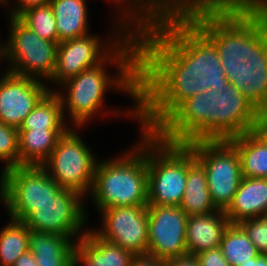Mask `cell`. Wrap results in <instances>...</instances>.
Here are the masks:
<instances>
[{"label":"cell","mask_w":267,"mask_h":266,"mask_svg":"<svg viewBox=\"0 0 267 266\" xmlns=\"http://www.w3.org/2000/svg\"><path fill=\"white\" fill-rule=\"evenodd\" d=\"M137 33L139 123L153 132L183 101L219 92L256 55L247 19L167 18Z\"/></svg>","instance_id":"cell-1"},{"label":"cell","mask_w":267,"mask_h":266,"mask_svg":"<svg viewBox=\"0 0 267 266\" xmlns=\"http://www.w3.org/2000/svg\"><path fill=\"white\" fill-rule=\"evenodd\" d=\"M266 103L265 72L257 54L224 89L189 97L153 132L169 143L228 140L255 130Z\"/></svg>","instance_id":"cell-2"},{"label":"cell","mask_w":267,"mask_h":266,"mask_svg":"<svg viewBox=\"0 0 267 266\" xmlns=\"http://www.w3.org/2000/svg\"><path fill=\"white\" fill-rule=\"evenodd\" d=\"M106 63H113L114 66H117L116 77L106 73ZM62 86L63 89L65 87L64 91L66 90L67 93H64L65 95L62 94V91H56V93L61 99L63 113L68 109L70 119L78 129L93 116L95 117L96 113L104 111L102 109L103 101H105L104 94L108 88L124 91L134 98L135 109L128 110L131 112L127 111V114H131V117L134 116L139 120V41L137 33L131 32L103 62L83 70L63 83Z\"/></svg>","instance_id":"cell-3"},{"label":"cell","mask_w":267,"mask_h":266,"mask_svg":"<svg viewBox=\"0 0 267 266\" xmlns=\"http://www.w3.org/2000/svg\"><path fill=\"white\" fill-rule=\"evenodd\" d=\"M126 156L98 161L90 194L98 211L148 205L147 131Z\"/></svg>","instance_id":"cell-4"},{"label":"cell","mask_w":267,"mask_h":266,"mask_svg":"<svg viewBox=\"0 0 267 266\" xmlns=\"http://www.w3.org/2000/svg\"><path fill=\"white\" fill-rule=\"evenodd\" d=\"M195 161L187 144L165 142L147 131L148 205L179 207L188 168Z\"/></svg>","instance_id":"cell-5"},{"label":"cell","mask_w":267,"mask_h":266,"mask_svg":"<svg viewBox=\"0 0 267 266\" xmlns=\"http://www.w3.org/2000/svg\"><path fill=\"white\" fill-rule=\"evenodd\" d=\"M187 145L204 168L215 208L225 212L243 178L236 148L228 140H195Z\"/></svg>","instance_id":"cell-6"},{"label":"cell","mask_w":267,"mask_h":266,"mask_svg":"<svg viewBox=\"0 0 267 266\" xmlns=\"http://www.w3.org/2000/svg\"><path fill=\"white\" fill-rule=\"evenodd\" d=\"M10 34L3 48V59L10 62L9 72L40 81L51 80L58 44L40 38L17 17H10Z\"/></svg>","instance_id":"cell-7"},{"label":"cell","mask_w":267,"mask_h":266,"mask_svg":"<svg viewBox=\"0 0 267 266\" xmlns=\"http://www.w3.org/2000/svg\"><path fill=\"white\" fill-rule=\"evenodd\" d=\"M61 189L41 166H18L2 171L0 176V199L7 215L16 221H23Z\"/></svg>","instance_id":"cell-8"},{"label":"cell","mask_w":267,"mask_h":266,"mask_svg":"<svg viewBox=\"0 0 267 266\" xmlns=\"http://www.w3.org/2000/svg\"><path fill=\"white\" fill-rule=\"evenodd\" d=\"M97 163L78 133L69 129L41 167L61 188L85 196L91 192Z\"/></svg>","instance_id":"cell-9"},{"label":"cell","mask_w":267,"mask_h":266,"mask_svg":"<svg viewBox=\"0 0 267 266\" xmlns=\"http://www.w3.org/2000/svg\"><path fill=\"white\" fill-rule=\"evenodd\" d=\"M82 196L77 191L62 188L51 200L36 207L22 222L31 231L60 234L69 238L78 236L77 239H80L88 231L83 229L86 228L87 214L83 207L85 205H82Z\"/></svg>","instance_id":"cell-10"},{"label":"cell","mask_w":267,"mask_h":266,"mask_svg":"<svg viewBox=\"0 0 267 266\" xmlns=\"http://www.w3.org/2000/svg\"><path fill=\"white\" fill-rule=\"evenodd\" d=\"M123 24L122 22L119 25L121 33L117 32L119 33L117 38H113L116 40L112 39L110 43L104 46L99 37L92 33L61 41L57 46L56 68L50 81L62 85L83 70L95 67L103 62L133 32L131 28Z\"/></svg>","instance_id":"cell-11"},{"label":"cell","mask_w":267,"mask_h":266,"mask_svg":"<svg viewBox=\"0 0 267 266\" xmlns=\"http://www.w3.org/2000/svg\"><path fill=\"white\" fill-rule=\"evenodd\" d=\"M147 212V254L163 260L188 254L187 214L180 207L169 205H147Z\"/></svg>","instance_id":"cell-12"},{"label":"cell","mask_w":267,"mask_h":266,"mask_svg":"<svg viewBox=\"0 0 267 266\" xmlns=\"http://www.w3.org/2000/svg\"><path fill=\"white\" fill-rule=\"evenodd\" d=\"M101 229L94 232L105 241L119 245L133 255L147 254V205L122 206L101 211Z\"/></svg>","instance_id":"cell-13"},{"label":"cell","mask_w":267,"mask_h":266,"mask_svg":"<svg viewBox=\"0 0 267 266\" xmlns=\"http://www.w3.org/2000/svg\"><path fill=\"white\" fill-rule=\"evenodd\" d=\"M46 85L7 70L0 78V122L18 129L36 104L54 91Z\"/></svg>","instance_id":"cell-14"},{"label":"cell","mask_w":267,"mask_h":266,"mask_svg":"<svg viewBox=\"0 0 267 266\" xmlns=\"http://www.w3.org/2000/svg\"><path fill=\"white\" fill-rule=\"evenodd\" d=\"M230 224L223 211L188 216L186 225V248L190 255L220 247L224 231Z\"/></svg>","instance_id":"cell-15"},{"label":"cell","mask_w":267,"mask_h":266,"mask_svg":"<svg viewBox=\"0 0 267 266\" xmlns=\"http://www.w3.org/2000/svg\"><path fill=\"white\" fill-rule=\"evenodd\" d=\"M224 213L233 224L266 216L267 178L243 177L229 208Z\"/></svg>","instance_id":"cell-16"},{"label":"cell","mask_w":267,"mask_h":266,"mask_svg":"<svg viewBox=\"0 0 267 266\" xmlns=\"http://www.w3.org/2000/svg\"><path fill=\"white\" fill-rule=\"evenodd\" d=\"M70 128L18 130L19 166H41Z\"/></svg>","instance_id":"cell-17"},{"label":"cell","mask_w":267,"mask_h":266,"mask_svg":"<svg viewBox=\"0 0 267 266\" xmlns=\"http://www.w3.org/2000/svg\"><path fill=\"white\" fill-rule=\"evenodd\" d=\"M258 0H187L186 18L252 20Z\"/></svg>","instance_id":"cell-18"},{"label":"cell","mask_w":267,"mask_h":266,"mask_svg":"<svg viewBox=\"0 0 267 266\" xmlns=\"http://www.w3.org/2000/svg\"><path fill=\"white\" fill-rule=\"evenodd\" d=\"M228 141L239 154L243 177L267 178V141L256 129Z\"/></svg>","instance_id":"cell-19"},{"label":"cell","mask_w":267,"mask_h":266,"mask_svg":"<svg viewBox=\"0 0 267 266\" xmlns=\"http://www.w3.org/2000/svg\"><path fill=\"white\" fill-rule=\"evenodd\" d=\"M60 234L35 232L30 230L29 250L34 254L38 266H61L76 248L75 243Z\"/></svg>","instance_id":"cell-20"},{"label":"cell","mask_w":267,"mask_h":266,"mask_svg":"<svg viewBox=\"0 0 267 266\" xmlns=\"http://www.w3.org/2000/svg\"><path fill=\"white\" fill-rule=\"evenodd\" d=\"M85 0H50L61 41L82 37L88 32V10Z\"/></svg>","instance_id":"cell-21"},{"label":"cell","mask_w":267,"mask_h":266,"mask_svg":"<svg viewBox=\"0 0 267 266\" xmlns=\"http://www.w3.org/2000/svg\"><path fill=\"white\" fill-rule=\"evenodd\" d=\"M179 207L187 216L218 211L212 202L204 168L197 160L188 168L185 192Z\"/></svg>","instance_id":"cell-22"},{"label":"cell","mask_w":267,"mask_h":266,"mask_svg":"<svg viewBox=\"0 0 267 266\" xmlns=\"http://www.w3.org/2000/svg\"><path fill=\"white\" fill-rule=\"evenodd\" d=\"M76 241V247L97 266H130L134 256L119 245L100 238L92 229Z\"/></svg>","instance_id":"cell-23"},{"label":"cell","mask_w":267,"mask_h":266,"mask_svg":"<svg viewBox=\"0 0 267 266\" xmlns=\"http://www.w3.org/2000/svg\"><path fill=\"white\" fill-rule=\"evenodd\" d=\"M62 107L57 93L49 91L27 115L18 130L67 128Z\"/></svg>","instance_id":"cell-24"},{"label":"cell","mask_w":267,"mask_h":266,"mask_svg":"<svg viewBox=\"0 0 267 266\" xmlns=\"http://www.w3.org/2000/svg\"><path fill=\"white\" fill-rule=\"evenodd\" d=\"M0 231V264L12 266L29 250L30 229L22 222L10 219Z\"/></svg>","instance_id":"cell-25"},{"label":"cell","mask_w":267,"mask_h":266,"mask_svg":"<svg viewBox=\"0 0 267 266\" xmlns=\"http://www.w3.org/2000/svg\"><path fill=\"white\" fill-rule=\"evenodd\" d=\"M220 249L230 266H239L259 254L243 229L233 223L224 231Z\"/></svg>","instance_id":"cell-26"},{"label":"cell","mask_w":267,"mask_h":266,"mask_svg":"<svg viewBox=\"0 0 267 266\" xmlns=\"http://www.w3.org/2000/svg\"><path fill=\"white\" fill-rule=\"evenodd\" d=\"M17 18L40 38L58 44L56 20L50 3L28 8Z\"/></svg>","instance_id":"cell-27"},{"label":"cell","mask_w":267,"mask_h":266,"mask_svg":"<svg viewBox=\"0 0 267 266\" xmlns=\"http://www.w3.org/2000/svg\"><path fill=\"white\" fill-rule=\"evenodd\" d=\"M114 1L116 4H122L124 2H126L127 0H112ZM130 2V3H129ZM128 4V5H126ZM124 6V11H123V17L122 20L124 19V21L121 20V22L124 23V25H127L128 28H130L131 26V30L133 28V32H138L142 29L151 27L153 25H155L159 20L140 2V0H128ZM130 4V6H129ZM128 8V9H127ZM131 16V17H130ZM131 18H133L132 20H130ZM136 22H135V21ZM130 21H134L131 24ZM127 22V23H126ZM135 23V24H134ZM133 24V25H132ZM136 25V26H135ZM135 27V28H134Z\"/></svg>","instance_id":"cell-28"},{"label":"cell","mask_w":267,"mask_h":266,"mask_svg":"<svg viewBox=\"0 0 267 266\" xmlns=\"http://www.w3.org/2000/svg\"><path fill=\"white\" fill-rule=\"evenodd\" d=\"M5 162L3 171L19 166L18 129L0 122V161Z\"/></svg>","instance_id":"cell-29"},{"label":"cell","mask_w":267,"mask_h":266,"mask_svg":"<svg viewBox=\"0 0 267 266\" xmlns=\"http://www.w3.org/2000/svg\"><path fill=\"white\" fill-rule=\"evenodd\" d=\"M187 0H140L158 19L186 18Z\"/></svg>","instance_id":"cell-30"},{"label":"cell","mask_w":267,"mask_h":266,"mask_svg":"<svg viewBox=\"0 0 267 266\" xmlns=\"http://www.w3.org/2000/svg\"><path fill=\"white\" fill-rule=\"evenodd\" d=\"M255 245L259 254L267 255V217H256L237 223Z\"/></svg>","instance_id":"cell-31"},{"label":"cell","mask_w":267,"mask_h":266,"mask_svg":"<svg viewBox=\"0 0 267 266\" xmlns=\"http://www.w3.org/2000/svg\"><path fill=\"white\" fill-rule=\"evenodd\" d=\"M195 256L200 266H230L224 258L220 247L203 251Z\"/></svg>","instance_id":"cell-32"},{"label":"cell","mask_w":267,"mask_h":266,"mask_svg":"<svg viewBox=\"0 0 267 266\" xmlns=\"http://www.w3.org/2000/svg\"><path fill=\"white\" fill-rule=\"evenodd\" d=\"M255 32L257 37V54L263 63L267 94V28H261L260 30H255Z\"/></svg>","instance_id":"cell-33"},{"label":"cell","mask_w":267,"mask_h":266,"mask_svg":"<svg viewBox=\"0 0 267 266\" xmlns=\"http://www.w3.org/2000/svg\"><path fill=\"white\" fill-rule=\"evenodd\" d=\"M251 22L254 30L267 28V0H259L257 12Z\"/></svg>","instance_id":"cell-34"},{"label":"cell","mask_w":267,"mask_h":266,"mask_svg":"<svg viewBox=\"0 0 267 266\" xmlns=\"http://www.w3.org/2000/svg\"><path fill=\"white\" fill-rule=\"evenodd\" d=\"M130 266H166L165 260L155 257L153 255H134Z\"/></svg>","instance_id":"cell-35"},{"label":"cell","mask_w":267,"mask_h":266,"mask_svg":"<svg viewBox=\"0 0 267 266\" xmlns=\"http://www.w3.org/2000/svg\"><path fill=\"white\" fill-rule=\"evenodd\" d=\"M166 266H200L195 255L186 254L165 260Z\"/></svg>","instance_id":"cell-36"},{"label":"cell","mask_w":267,"mask_h":266,"mask_svg":"<svg viewBox=\"0 0 267 266\" xmlns=\"http://www.w3.org/2000/svg\"><path fill=\"white\" fill-rule=\"evenodd\" d=\"M18 1L19 2L17 6H15L13 9L11 7L10 10L12 11L10 12L11 13L10 16L17 17L21 12H23L24 10L28 8L40 6V5H46L50 3V0H18Z\"/></svg>","instance_id":"cell-37"},{"label":"cell","mask_w":267,"mask_h":266,"mask_svg":"<svg viewBox=\"0 0 267 266\" xmlns=\"http://www.w3.org/2000/svg\"><path fill=\"white\" fill-rule=\"evenodd\" d=\"M267 141V103L262 108L256 128H255Z\"/></svg>","instance_id":"cell-38"},{"label":"cell","mask_w":267,"mask_h":266,"mask_svg":"<svg viewBox=\"0 0 267 266\" xmlns=\"http://www.w3.org/2000/svg\"><path fill=\"white\" fill-rule=\"evenodd\" d=\"M12 266H38L34 254L28 250L22 254Z\"/></svg>","instance_id":"cell-39"},{"label":"cell","mask_w":267,"mask_h":266,"mask_svg":"<svg viewBox=\"0 0 267 266\" xmlns=\"http://www.w3.org/2000/svg\"><path fill=\"white\" fill-rule=\"evenodd\" d=\"M74 263L76 266L83 263L84 266H97L94 265L77 247L73 250ZM78 264V265H77Z\"/></svg>","instance_id":"cell-40"},{"label":"cell","mask_w":267,"mask_h":266,"mask_svg":"<svg viewBox=\"0 0 267 266\" xmlns=\"http://www.w3.org/2000/svg\"><path fill=\"white\" fill-rule=\"evenodd\" d=\"M239 266H267V255L258 254L256 257L249 259V261L243 262Z\"/></svg>","instance_id":"cell-41"},{"label":"cell","mask_w":267,"mask_h":266,"mask_svg":"<svg viewBox=\"0 0 267 266\" xmlns=\"http://www.w3.org/2000/svg\"><path fill=\"white\" fill-rule=\"evenodd\" d=\"M61 266H76L74 263V256L72 255L64 264Z\"/></svg>","instance_id":"cell-42"},{"label":"cell","mask_w":267,"mask_h":266,"mask_svg":"<svg viewBox=\"0 0 267 266\" xmlns=\"http://www.w3.org/2000/svg\"><path fill=\"white\" fill-rule=\"evenodd\" d=\"M1 58L3 59V48L0 44V60H1Z\"/></svg>","instance_id":"cell-43"},{"label":"cell","mask_w":267,"mask_h":266,"mask_svg":"<svg viewBox=\"0 0 267 266\" xmlns=\"http://www.w3.org/2000/svg\"><path fill=\"white\" fill-rule=\"evenodd\" d=\"M7 1L8 0H0V3L3 2L5 4Z\"/></svg>","instance_id":"cell-44"}]
</instances>
